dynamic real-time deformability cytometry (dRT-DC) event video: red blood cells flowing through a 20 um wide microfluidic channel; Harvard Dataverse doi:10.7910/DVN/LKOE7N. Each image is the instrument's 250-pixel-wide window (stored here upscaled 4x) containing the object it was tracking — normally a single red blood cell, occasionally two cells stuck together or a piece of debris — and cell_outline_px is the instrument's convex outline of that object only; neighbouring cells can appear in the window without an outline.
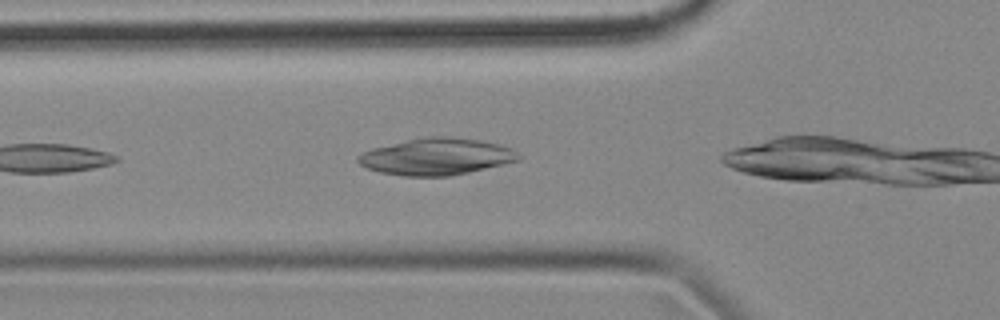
{"species": "common noctule bat (a hibernating species)", "species_latin": "Nyctalus noctula", "temperature_condition": "cold", "stored_images_in_passage": 5, "camera_frame_rate_fps": 3000, "um_per_image_px": 0.085, "animal": {"sex": "female", "body_mass_g": 18.4}, "frame": {"image": 1, "passage_image": 4, "time_ms": 1.0, "image_size_px": [1000, 320], "cell_outline_px": [[520, 160], [452, 176], [404, 176], [380, 172], [368, 168], [360, 164], [356, 160], [356, 156], [372, 148], [408, 140], [428, 136], [452, 136], [480, 140], [500, 144], [512, 148], [520, 156]], "centroid_in_image_um": [37.11, 13.31], "position_along_channel_um": 88.7, "area_um2": 34.33}}